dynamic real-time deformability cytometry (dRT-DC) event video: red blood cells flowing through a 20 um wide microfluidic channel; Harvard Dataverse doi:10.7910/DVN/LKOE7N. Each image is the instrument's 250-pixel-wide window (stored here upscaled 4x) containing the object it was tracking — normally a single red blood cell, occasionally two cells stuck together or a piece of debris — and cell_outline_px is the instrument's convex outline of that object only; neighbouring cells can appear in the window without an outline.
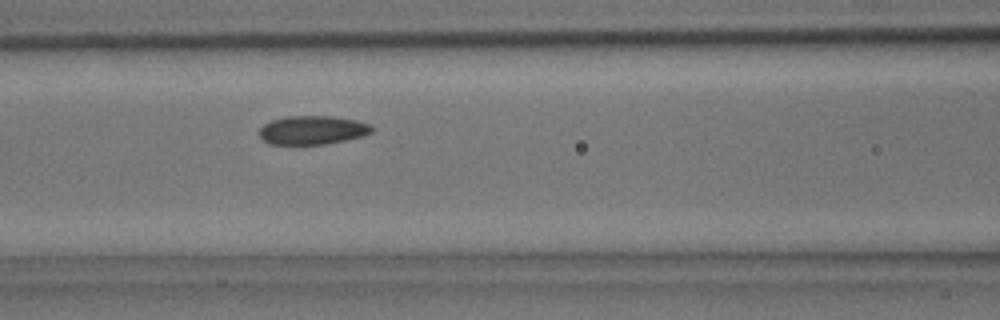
{"species": "common noctule bat (a hibernating species)", "species_latin": "Nyctalus noctula", "temperature_condition": "room temperature", "stored_images_in_passage": 8, "camera_frame_rate_fps": 3000, "um_per_image_px": 0.085, "animal": {"sex": "male", "body_mass_g": 15.6}, "frame": {"image": 1, "passage_image": 7, "time_ms": 2.0, "image_size_px": [1000, 320], "cell_outline_px": [[372, 132], [364, 136], [324, 144], [268, 144], [260, 136], [260, 128], [264, 124], [272, 120], [288, 116], [332, 116], [356, 120], [368, 124], [372, 128]], "centroid_in_image_um": [26.55, 11.05], "position_along_channel_um": 140.0, "area_um2": 18.67}}